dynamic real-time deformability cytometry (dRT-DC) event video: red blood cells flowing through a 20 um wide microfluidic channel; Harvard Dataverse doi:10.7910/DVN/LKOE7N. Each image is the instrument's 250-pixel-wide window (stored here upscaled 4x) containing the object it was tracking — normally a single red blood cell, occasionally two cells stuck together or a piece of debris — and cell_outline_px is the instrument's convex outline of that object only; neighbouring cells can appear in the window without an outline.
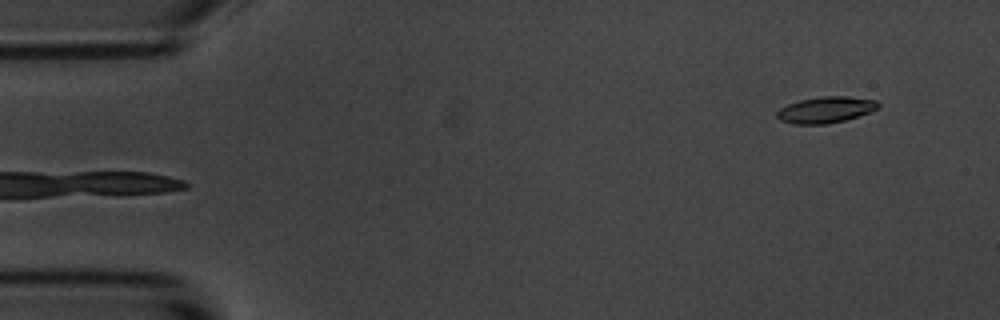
{"species": "common noctule bat (a hibernating species)", "species_latin": "Nyctalus noctula", "temperature_condition": "room temperature", "stored_images_in_passage": 8, "segment_of_instrument_passage": [2, 2], "camera_frame_rate_fps": 3000, "um_per_image_px": 0.085, "animal": {"sex": "male", "body_mass_g": 20.1, "forearm_length_mm": 53.5}, "frame": {"image": 1, "passage_image": 8, "time_ms": 2.333, "image_size_px": [1000, 320], "cell_outline_px": [[880, 108], [844, 120], [824, 124], [796, 124], [780, 120], [776, 116], [776, 112], [780, 108], [788, 104], [800, 100], [820, 96], [848, 96], [876, 100], [880, 104]], "centroid_in_image_um": [70.18, 9.32], "position_along_channel_um": 14.8, "area_um2": 15.37}}